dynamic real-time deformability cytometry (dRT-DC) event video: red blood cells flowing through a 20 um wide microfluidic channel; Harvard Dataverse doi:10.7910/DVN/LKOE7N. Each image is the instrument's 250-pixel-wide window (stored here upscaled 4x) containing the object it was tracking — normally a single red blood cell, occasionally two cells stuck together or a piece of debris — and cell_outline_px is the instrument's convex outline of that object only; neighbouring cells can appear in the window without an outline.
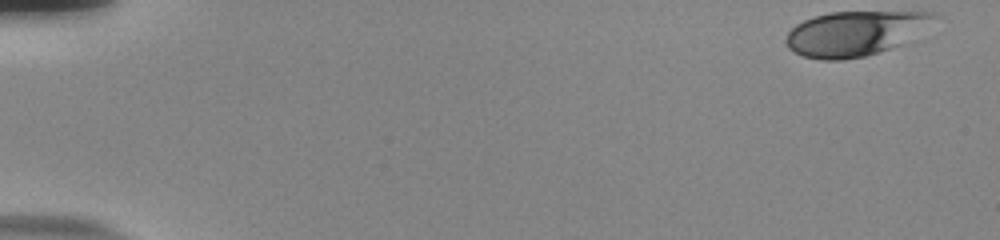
{"species": "human", "species_latin": "Homo sapiens", "temperature_condition": "room temperature", "stored_images_in_passage": 53, "camera_frame_rate_fps": 3000, "um_per_image_px": 0.085, "donor": {"sex": "male"}, "frame": {"image": 1, "passage_image": 1, "time_ms": 0.0, "image_size_px": [1000, 240], "cell_outline_px": [[936, 16], [908, 44], [864, 56], [840, 60], [820, 60], [804, 56], [792, 52], [788, 48], [784, 40], [788, 32], [796, 24], [812, 16], [828, 12], [936, 12]], "centroid_in_image_um": [72.64, 2.85], "position_along_channel_um": 12.4, "area_um2": 38.84}}
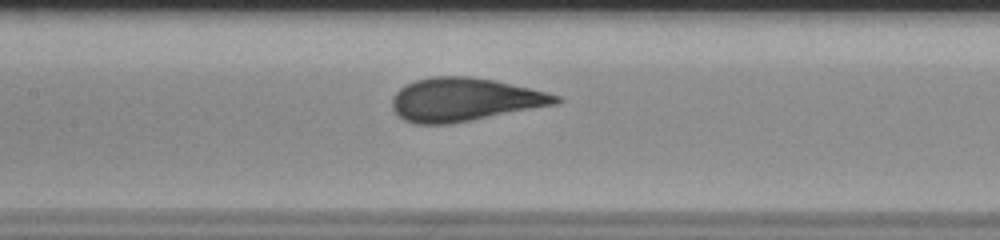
{"frame": {"image": 2, "passage_image": 26, "time_ms": 8.333, "image_size_px": [1000, 240], "cell_outline_px": [[564, 100], [556, 104], [452, 124], [412, 124], [404, 120], [392, 108], [392, 96], [404, 84], [416, 80], [432, 76], [468, 76], [492, 80], [528, 88], [560, 96]], "centroid_in_image_um": [39.43, 8.47], "position_along_channel_um": 168.0, "area_um2": 41.15}}
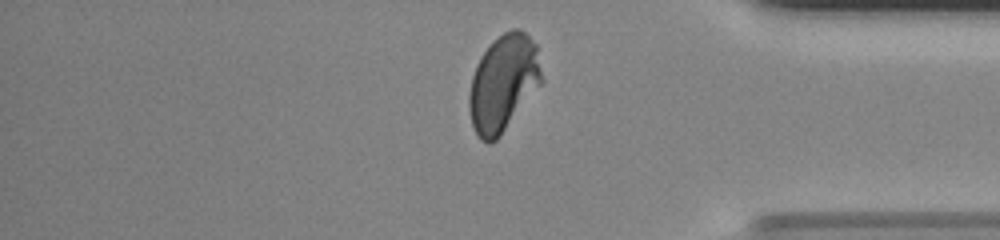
{"frame": {"image": 3, "passage_image": 45, "time_ms": 14.667, "image_size_px": [1000, 240], "cell_outline_px": [[544, 80], [500, 136], [496, 140], [488, 144], [480, 140], [476, 136], [472, 124], [468, 108], [468, 96], [472, 76], [476, 64], [480, 56], [504, 32], [512, 28], [516, 28], [524, 32], [536, 44]], "centroid_in_image_um": [42.77, 7.1], "position_along_channel_um": 392.4, "area_um2": 40.81}, "authors_computed_cell_mechanics": {"area_um2": 40.0554, "velocity_mm_per_s": 3.7794, "shape_relaxation_time_tau1_ms": 8.2964, "shape_relaxation_time_tau2_ms": null, "deformation_change_tau1": 0.222, "deformation_change_tau2": null}}